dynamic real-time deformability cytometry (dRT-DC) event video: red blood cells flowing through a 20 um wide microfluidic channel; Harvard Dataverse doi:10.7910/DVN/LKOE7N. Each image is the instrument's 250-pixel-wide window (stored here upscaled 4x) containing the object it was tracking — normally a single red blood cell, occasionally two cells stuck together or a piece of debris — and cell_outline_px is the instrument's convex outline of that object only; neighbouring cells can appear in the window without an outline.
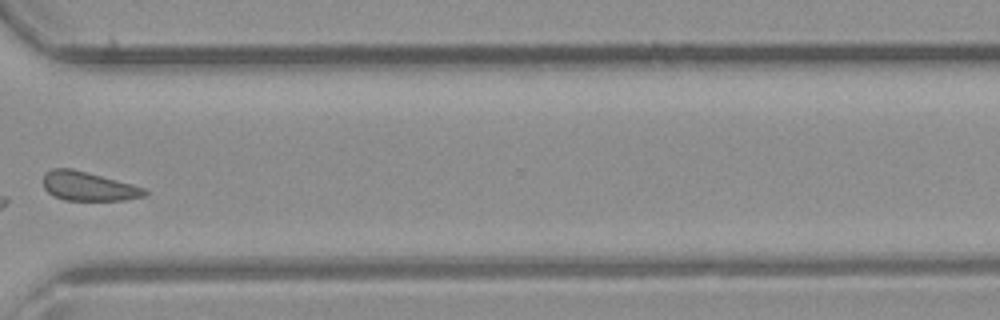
{"species": "common noctule bat (a hibernating species)", "species_latin": "Nyctalus noctula", "temperature_condition": "room temperature", "stored_images_in_passage": 28, "camera_frame_rate_fps": 3000, "um_per_image_px": 0.085, "animal": {"sex": "male", "body_mass_g": 23.1, "forearm_length_mm": 52.7}, "frame": {"image": 1, "passage_image": 20, "time_ms": 6.333, "image_size_px": [1000, 320], "cell_outline_px": [[148, 192], [144, 196], [124, 200], [64, 200], [52, 196], [44, 188], [44, 176], [52, 168], [72, 168], [88, 172], [132, 184], [144, 188]], "centroid_in_image_um": [7.5, 15.83], "position_along_channel_um": 363.1, "area_um2": 17.11}}